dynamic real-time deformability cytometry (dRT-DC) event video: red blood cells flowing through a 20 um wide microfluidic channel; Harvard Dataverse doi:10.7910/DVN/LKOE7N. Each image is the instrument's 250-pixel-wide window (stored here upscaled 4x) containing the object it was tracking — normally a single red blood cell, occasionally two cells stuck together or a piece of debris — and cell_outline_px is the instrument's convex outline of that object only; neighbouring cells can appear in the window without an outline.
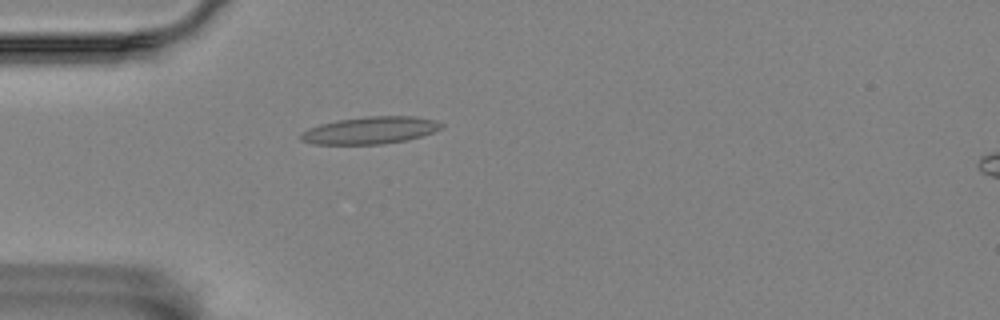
{"species": "Egyptian fruit bat (a non-hibernating species)", "species_latin": "Rousettus aegyptiacus", "temperature_condition": "room temperature", "stored_images_in_passage": 4, "camera_frame_rate_fps": 3000, "um_per_image_px": 0.085, "animal": {"sex": "female"}, "frame": {"image": 1, "passage_image": 4, "time_ms": 3.667, "image_size_px": [1000, 320], "cell_outline_px": [[444, 124], [440, 128], [432, 132], [420, 136], [404, 140], [380, 144], [312, 144], [300, 140], [300, 132], [308, 128], [320, 124], [340, 120], [364, 116], [416, 116], [436, 120]], "centroid_in_image_um": [31.43, 11.07], "position_along_channel_um": 53.6, "area_um2": 22.2}}